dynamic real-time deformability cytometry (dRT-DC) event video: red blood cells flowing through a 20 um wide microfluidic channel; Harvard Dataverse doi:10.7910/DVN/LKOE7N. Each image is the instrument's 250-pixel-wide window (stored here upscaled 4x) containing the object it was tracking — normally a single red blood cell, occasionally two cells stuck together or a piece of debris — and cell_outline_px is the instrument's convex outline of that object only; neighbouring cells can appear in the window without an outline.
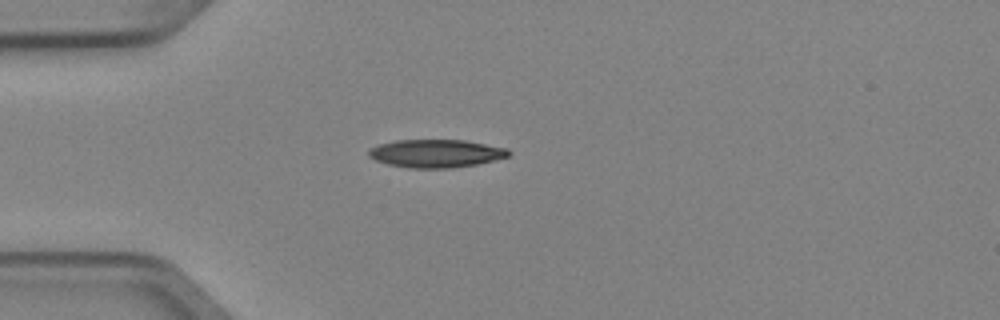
{"species": "Egyptian fruit bat (a non-hibernating species)", "species_latin": "Rousettus aegyptiacus", "temperature_condition": "cold", "stored_images_in_passage": 3, "camera_frame_rate_fps": 3000, "um_per_image_px": 0.085, "animal": {"sex": "female"}, "frame": {"image": 1, "passage_image": 3, "time_ms": 0.667, "image_size_px": [1000, 320], "cell_outline_px": [[512, 152], [508, 156], [476, 164], [452, 168], [408, 168], [388, 164], [376, 160], [368, 156], [368, 148], [380, 144], [396, 140], [464, 140], [508, 148]], "centroid_in_image_um": [37.04, 13.04], "position_along_channel_um": 48.0, "area_um2": 22.83}}